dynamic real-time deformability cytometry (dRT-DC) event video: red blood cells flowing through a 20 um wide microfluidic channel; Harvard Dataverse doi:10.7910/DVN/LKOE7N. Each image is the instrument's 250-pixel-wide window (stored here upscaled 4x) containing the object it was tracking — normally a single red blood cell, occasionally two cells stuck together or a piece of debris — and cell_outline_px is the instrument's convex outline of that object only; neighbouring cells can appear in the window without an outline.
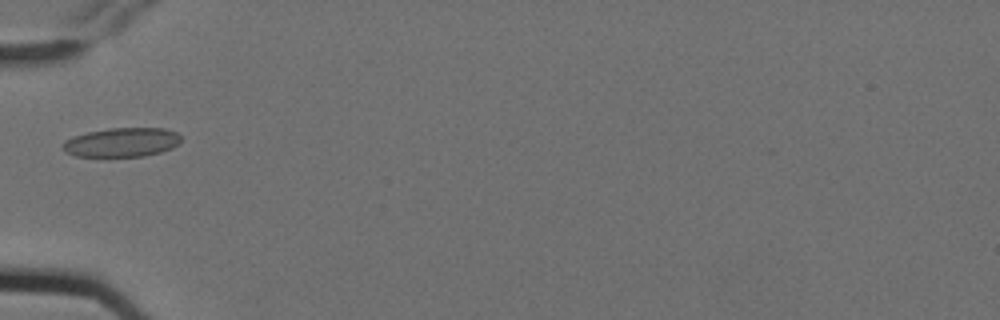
{"species": "Egyptian fruit bat (a non-hibernating species)", "species_latin": "Rousettus aegyptiacus", "temperature_condition": "cold", "stored_images_in_passage": 7, "camera_frame_rate_fps": 3000, "um_per_image_px": 0.085, "animal": {"sex": "female"}, "frame": {"image": 1, "passage_image": 7, "time_ms": 2.0, "image_size_px": [1000, 320], "cell_outline_px": [[180, 144], [172, 148], [160, 152], [144, 156], [108, 160], [76, 156], [64, 152], [60, 148], [64, 140], [72, 136], [88, 132], [108, 128], [164, 128], [176, 132], [180, 136]], "centroid_in_image_um": [10.27, 12.15], "position_along_channel_um": 74.7, "area_um2": 21.21}}